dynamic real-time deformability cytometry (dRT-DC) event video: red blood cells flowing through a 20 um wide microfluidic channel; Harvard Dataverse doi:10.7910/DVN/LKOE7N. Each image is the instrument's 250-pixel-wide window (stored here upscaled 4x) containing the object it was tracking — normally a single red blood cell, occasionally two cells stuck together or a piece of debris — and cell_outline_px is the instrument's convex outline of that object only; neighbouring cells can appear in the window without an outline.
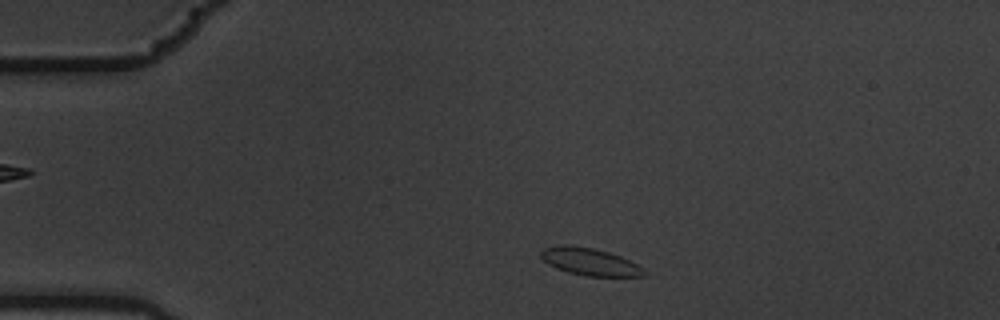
{"species": "common noctule bat (a hibernating species)", "species_latin": "Nyctalus noctula", "temperature_condition": "warm", "stored_images_in_passage": 3, "camera_frame_rate_fps": 3000, "um_per_image_px": 0.085, "animal": {"sex": "male", "body_mass_g": 19.5, "forearm_length_mm": 54.6}, "frame": {"image": 1, "passage_image": 1, "time_ms": 0.0, "image_size_px": [1000, 320], "cell_outline_px": [[648, 272], [644, 276], [584, 276], [568, 272], [556, 268], [548, 264], [540, 256], [540, 252], [544, 248], [560, 244], [564, 244], [592, 248], [608, 252], [620, 256], [644, 268]], "centroid_in_image_um": [50.12, 22.25], "position_along_channel_um": 34.9, "area_um2": 16.42}}